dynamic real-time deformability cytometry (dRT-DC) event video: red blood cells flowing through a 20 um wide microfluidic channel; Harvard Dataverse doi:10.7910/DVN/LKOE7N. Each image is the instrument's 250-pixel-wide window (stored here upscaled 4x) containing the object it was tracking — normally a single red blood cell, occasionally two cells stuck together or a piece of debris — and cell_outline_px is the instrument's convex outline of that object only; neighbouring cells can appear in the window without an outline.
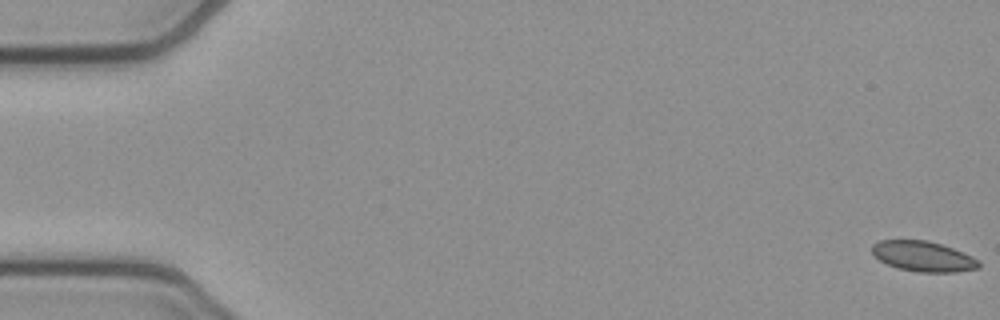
{"species": "common noctule bat (a hibernating species)", "species_latin": "Nyctalus noctula", "temperature_condition": "cold", "stored_images_in_passage": 54, "camera_frame_rate_fps": 3000, "um_per_image_px": 0.085, "animal": {"sex": "female", "body_mass_g": 21.9}, "frame": {"image": 1, "passage_image": 1, "time_ms": 0.0, "image_size_px": [1000, 320], "cell_outline_px": [[980, 268], [956, 272], [916, 272], [900, 268], [888, 264], [872, 256], [872, 244], [880, 240], [928, 240], [952, 248], [972, 256], [980, 260]], "centroid_in_image_um": [78.48, 21.79], "position_along_channel_um": 6.5, "area_um2": 18.9}}
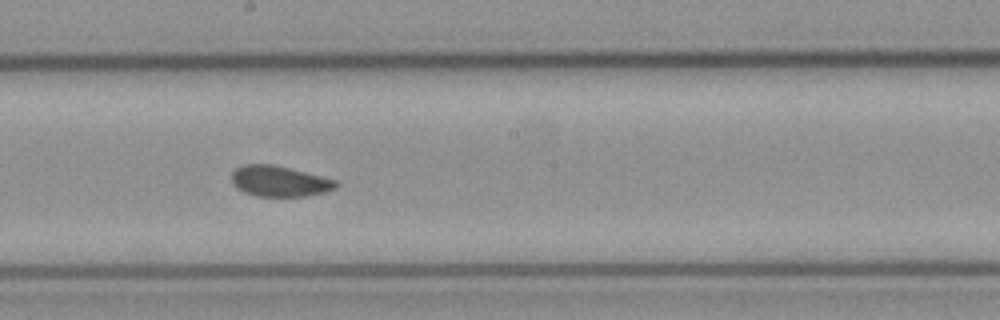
{"frame": {"image": 2, "passage_image": 30, "time_ms": 9.667, "image_size_px": [1000, 320], "cell_outline_px": [[340, 184], [336, 188], [324, 192], [308, 196], [256, 196], [244, 192], [236, 188], [232, 184], [232, 172], [236, 168], [244, 164], [272, 164], [336, 180]], "centroid_in_image_um": [23.73, 15.41], "position_along_channel_um": 224.5, "area_um2": 18.61}}
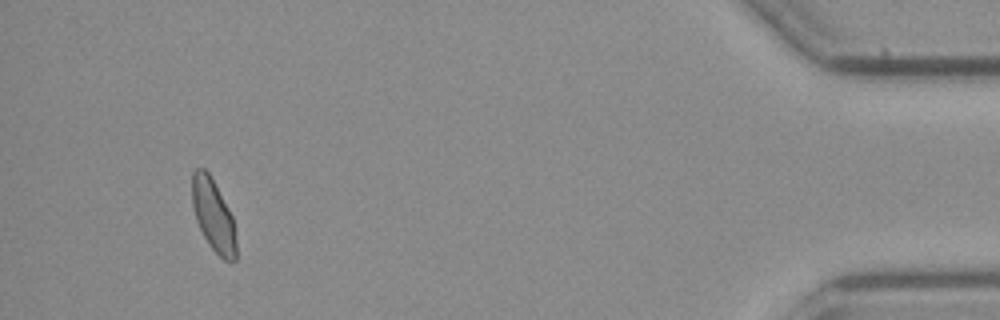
{"frame": {"image": 3, "passage_image": 51, "time_ms": 16.667, "image_size_px": [1000, 320], "cell_outline_px": [[236, 260], [232, 264], [224, 260], [208, 244], [196, 220], [192, 204], [192, 172], [196, 168], [204, 168], [208, 172], [228, 208], [232, 216], [236, 240]], "centroid_in_image_um": [18.13, 18.33], "position_along_channel_um": 417.1, "area_um2": 18.38}, "authors_computed_cell_mechanics": {"area_um2": 19.1029, "velocity_mm_per_s": 3.8177, "shape_relaxation_time_tau1_ms": null, "shape_relaxation_time_tau2_ms": 1.5427, "deformation_change_tau1": null, "deformation_change_tau2": 0.043}}